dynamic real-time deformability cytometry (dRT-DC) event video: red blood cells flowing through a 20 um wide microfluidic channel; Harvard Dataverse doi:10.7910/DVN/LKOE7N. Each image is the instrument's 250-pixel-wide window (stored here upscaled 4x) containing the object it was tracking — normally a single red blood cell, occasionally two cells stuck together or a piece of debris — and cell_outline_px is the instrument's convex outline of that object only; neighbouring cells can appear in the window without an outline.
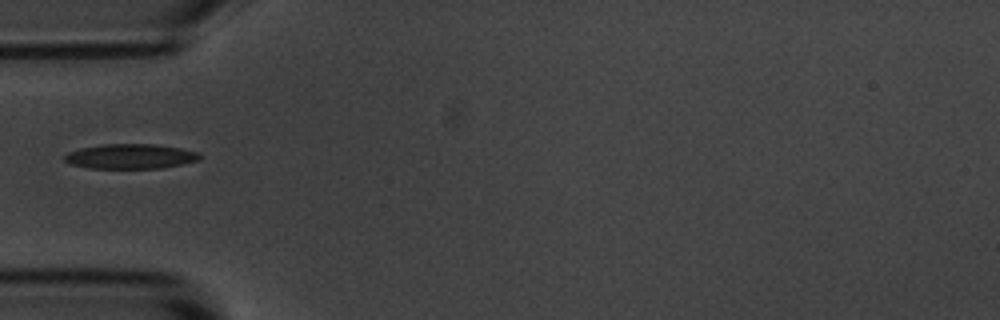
{"species": "common noctule bat (a hibernating species)", "species_latin": "Nyctalus noctula", "temperature_condition": "room temperature", "stored_images_in_passage": 4, "camera_frame_rate_fps": 3000, "um_per_image_px": 0.085, "animal": {"sex": "male", "body_mass_g": 20.1, "forearm_length_mm": 53.5}, "frame": {"image": 1, "passage_image": 1, "time_ms": 0.0, "image_size_px": [1000, 320], "cell_outline_px": [[200, 160], [184, 164], [160, 168], [88, 168], [72, 164], [64, 160], [64, 156], [68, 152], [80, 148], [104, 144], [156, 144], [180, 148], [200, 152]], "centroid_in_image_um": [11.12, 13.29], "position_along_channel_um": 73.9, "area_um2": 19.59}}
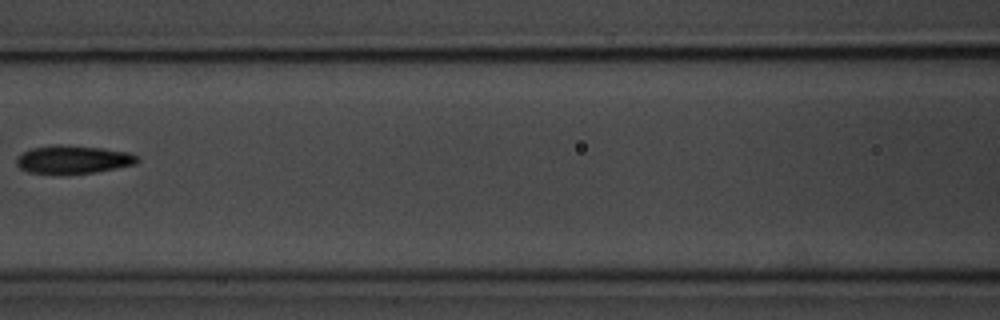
{"frame": {"image": 2, "passage_image": 3, "time_ms": 2.333, "image_size_px": [1000, 320], "cell_outline_px": [[140, 160], [136, 164], [116, 168], [92, 172], [60, 176], [28, 172], [20, 168], [16, 164], [16, 156], [32, 148], [56, 144], [60, 144], [104, 148], [128, 152], [140, 156]], "centroid_in_image_um": [6.2, 13.58], "position_along_channel_um": 160.4, "area_um2": 20.4}}
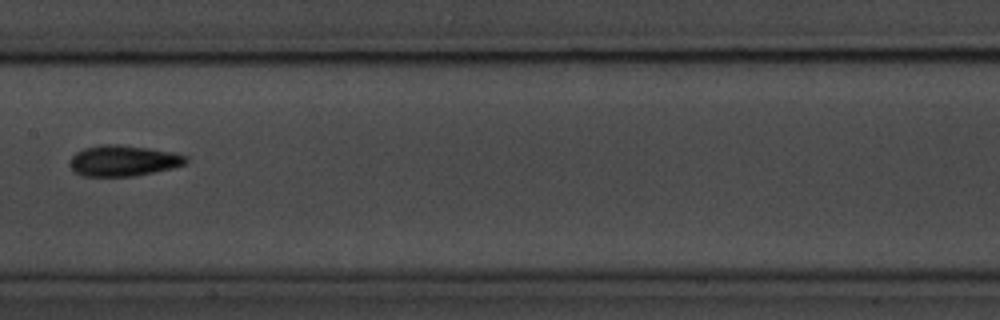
{"frame": {"image": 3, "passage_image": 4, "time_ms": 3.333, "image_size_px": [1000, 320], "cell_outline_px": [[188, 160], [184, 164], [172, 168], [132, 176], [80, 176], [72, 172], [72, 156], [76, 152], [84, 148], [100, 144], [120, 144], [148, 148], [172, 152], [188, 156]], "centroid_in_image_um": [10.47, 13.65], "position_along_channel_um": 196.9, "area_um2": 20.81}}